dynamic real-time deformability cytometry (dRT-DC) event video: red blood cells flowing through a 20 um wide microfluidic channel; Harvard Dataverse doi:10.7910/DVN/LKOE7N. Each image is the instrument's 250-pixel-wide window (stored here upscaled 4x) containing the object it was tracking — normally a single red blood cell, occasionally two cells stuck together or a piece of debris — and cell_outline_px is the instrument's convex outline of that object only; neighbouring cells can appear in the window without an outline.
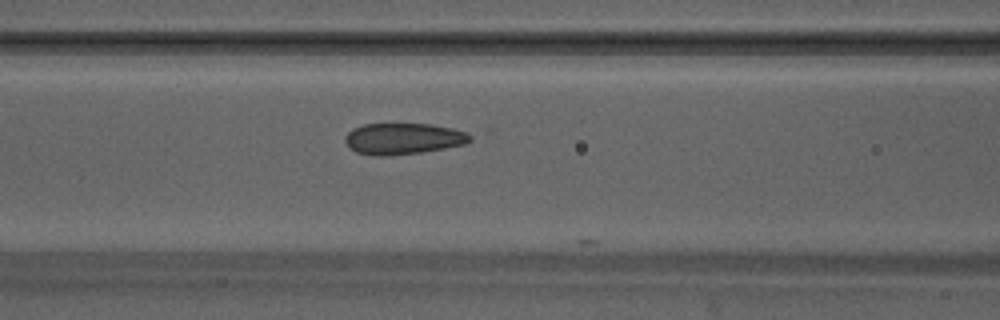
{"species": "Egyptian fruit bat (a non-hibernating species)", "species_latin": "Rousettus aegyptiacus", "temperature_condition": "warm", "stored_images_in_passage": 8, "camera_frame_rate_fps": 3000, "um_per_image_px": 0.085, "animal": {"sex": "male"}, "frame": {"image": 1, "passage_image": 6, "time_ms": 1.667, "image_size_px": [1000, 320], "cell_outline_px": [[472, 140], [464, 144], [444, 148], [420, 152], [388, 156], [376, 156], [356, 152], [348, 148], [344, 140], [344, 136], [352, 128], [364, 124], [432, 124], [452, 128], [468, 132], [472, 136]], "centroid_in_image_um": [34.25, 11.78], "position_along_channel_um": 132.4, "area_um2": 22.95}}